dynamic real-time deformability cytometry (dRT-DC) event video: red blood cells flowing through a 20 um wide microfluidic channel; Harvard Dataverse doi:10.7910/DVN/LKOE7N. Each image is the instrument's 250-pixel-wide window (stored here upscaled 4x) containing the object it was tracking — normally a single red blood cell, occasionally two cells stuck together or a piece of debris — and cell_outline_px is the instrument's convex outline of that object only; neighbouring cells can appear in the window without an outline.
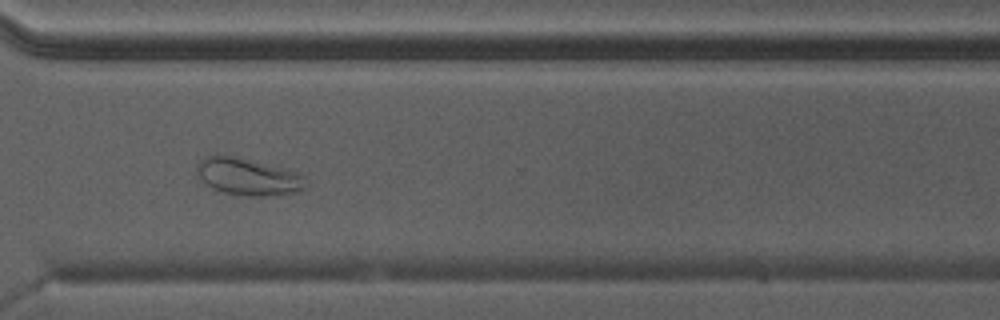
{"species": "Egyptian fruit bat (a non-hibernating species)", "species_latin": "Rousettus aegyptiacus", "temperature_condition": "warm", "stored_images_in_passage": 40, "camera_frame_rate_fps": 3000, "um_per_image_px": 0.085, "animal": {"sex": "male"}, "frame": {"image": 1, "passage_image": 29, "time_ms": 9.333, "image_size_px": [1000, 320], "cell_outline_px": [[308, 188], [296, 192], [272, 196], [248, 196], [220, 192], [204, 184], [196, 172], [196, 164], [204, 156], [220, 152], [284, 168], [296, 172], [304, 176], [308, 184]], "centroid_in_image_um": [21.05, 15.0], "position_along_channel_um": 349.6, "area_um2": 24.33}}